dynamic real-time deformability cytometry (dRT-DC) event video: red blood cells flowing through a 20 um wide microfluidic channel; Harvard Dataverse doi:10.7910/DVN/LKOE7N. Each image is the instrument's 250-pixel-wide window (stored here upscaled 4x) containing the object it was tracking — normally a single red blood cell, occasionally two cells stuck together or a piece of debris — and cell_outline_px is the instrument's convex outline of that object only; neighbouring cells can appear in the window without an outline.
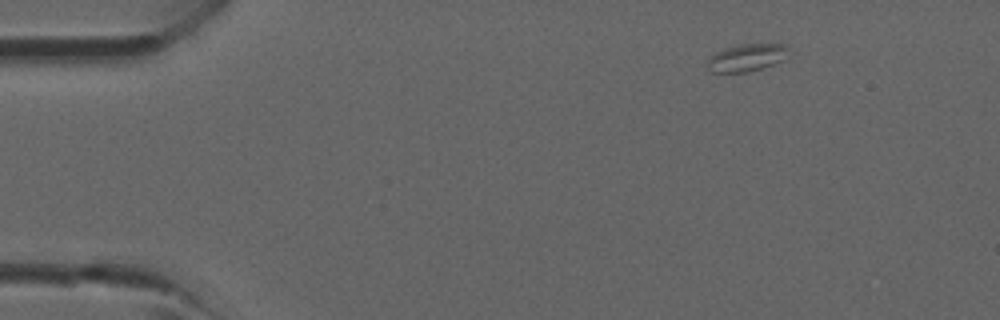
{"species": "common noctule bat (a hibernating species)", "species_latin": "Nyctalus noctula", "temperature_condition": "room temperature", "stored_images_in_passage": 5, "camera_frame_rate_fps": 3000, "um_per_image_px": 0.085, "animal": {"sex": "male", "forearm_length_mm": 52.5}, "frame": {"image": 1, "passage_image": 1, "time_ms": 0.0, "image_size_px": [1000, 320], "cell_outline_px": [[788, 48], [784, 60], [748, 72], [712, 72], [708, 68], [708, 60], [716, 52], [724, 48], [740, 44], [784, 44]], "centroid_in_image_um": [63.46, 4.89], "position_along_channel_um": 21.5, "area_um2": 12.72}}